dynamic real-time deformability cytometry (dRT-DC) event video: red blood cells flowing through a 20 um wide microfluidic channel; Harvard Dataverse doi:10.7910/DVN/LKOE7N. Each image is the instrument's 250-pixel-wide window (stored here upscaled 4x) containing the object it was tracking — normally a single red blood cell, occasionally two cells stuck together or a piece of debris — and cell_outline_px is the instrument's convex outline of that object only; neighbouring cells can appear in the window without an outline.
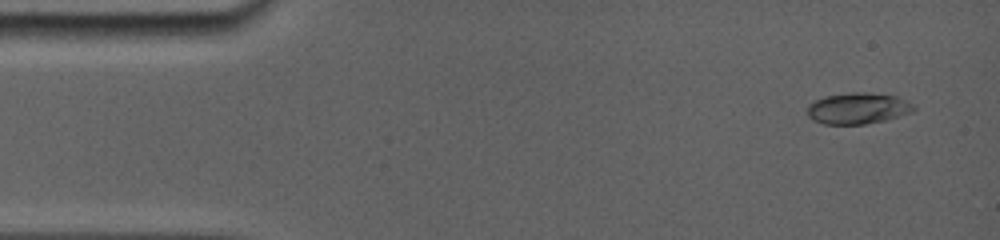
{"species": "common noctule bat (a hibernating species)", "species_latin": "Nyctalus noctula", "temperature_condition": "room temperature", "stored_images_in_passage": 47, "camera_frame_rate_fps": 5000, "um_per_image_px": 0.085, "animal": {"sex": "female", "body_mass_g": 19.0, "forearm_length_mm": 56.7}, "frame": {"image": 1, "passage_image": 2, "time_ms": 0.6, "image_size_px": [1000, 240], "cell_outline_px": [[916, 108], [880, 120], [864, 124], [824, 124], [808, 116], [808, 104], [824, 96], [852, 92], [868, 92], [896, 96], [912, 104]], "centroid_in_image_um": [72.82, 9.18], "position_along_channel_um": 12.2, "area_um2": 18.61}}
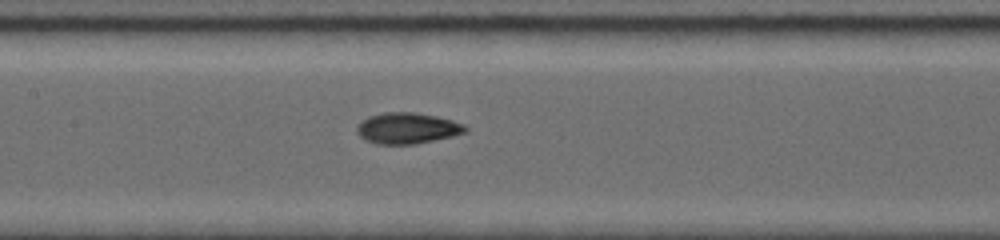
{"frame": {"image": 2, "passage_image": 26, "time_ms": 7.4, "image_size_px": [1000, 240], "cell_outline_px": [[468, 128], [464, 132], [448, 136], [412, 144], [380, 144], [368, 140], [360, 136], [356, 128], [368, 116], [384, 112], [412, 112], [436, 116], [452, 120]], "centroid_in_image_um": [34.58, 10.88], "position_along_channel_um": 172.8, "area_um2": 18.9}}
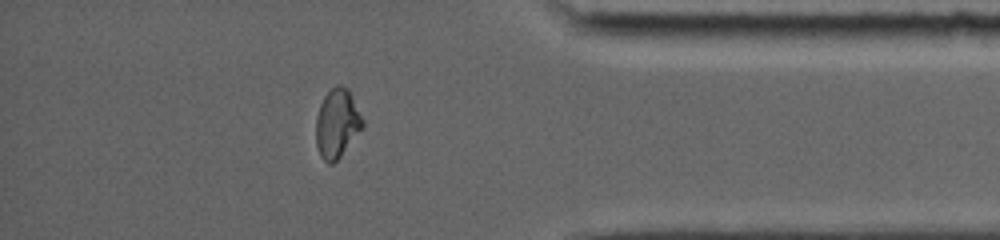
{"frame": {"image": 3, "passage_image": 44, "time_ms": 13.8, "image_size_px": [1000, 240], "cell_outline_px": [[364, 128], [340, 156], [332, 164], [328, 164], [320, 156], [316, 144], [316, 116], [320, 104], [324, 96], [336, 84], [340, 84], [348, 88], [364, 120]], "centroid_in_image_um": [28.66, 10.48], "position_along_channel_um": 406.5, "area_um2": 18.9}, "authors_computed_cell_mechanics": {"area_um2": 18.3804, "velocity_mm_per_s": 3.8458, "shape_relaxation_time_tau1_ms": 4.7457, "shape_relaxation_time_tau2_ms": 1.186, "deformation_change_tau1": 0.2048, "deformation_change_tau2": 0.0525}}